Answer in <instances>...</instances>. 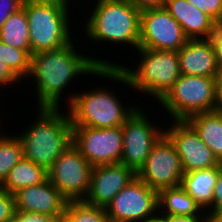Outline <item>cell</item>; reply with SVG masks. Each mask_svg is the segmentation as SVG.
I'll use <instances>...</instances> for the list:
<instances>
[{"instance_id":"obj_1","label":"cell","mask_w":222,"mask_h":222,"mask_svg":"<svg viewBox=\"0 0 222 222\" xmlns=\"http://www.w3.org/2000/svg\"><path fill=\"white\" fill-rule=\"evenodd\" d=\"M76 48L72 40L59 49L31 55L27 78H33L32 84H35V95L37 94L38 100L37 108H59L64 96L63 91L70 87L72 80L77 79L76 77L87 74L89 76L99 67L119 66L118 63L109 62V59L104 60L100 57H90V54L88 56L85 53L81 54Z\"/></svg>"},{"instance_id":"obj_2","label":"cell","mask_w":222,"mask_h":222,"mask_svg":"<svg viewBox=\"0 0 222 222\" xmlns=\"http://www.w3.org/2000/svg\"><path fill=\"white\" fill-rule=\"evenodd\" d=\"M137 68L99 67L92 75L131 87L159 101L181 75L177 51L138 48ZM149 94V95H148Z\"/></svg>"},{"instance_id":"obj_3","label":"cell","mask_w":222,"mask_h":222,"mask_svg":"<svg viewBox=\"0 0 222 222\" xmlns=\"http://www.w3.org/2000/svg\"><path fill=\"white\" fill-rule=\"evenodd\" d=\"M60 108H38L32 124L18 135L24 158L47 171L73 143L72 124L68 112ZM66 112V113H65Z\"/></svg>"},{"instance_id":"obj_4","label":"cell","mask_w":222,"mask_h":222,"mask_svg":"<svg viewBox=\"0 0 222 222\" xmlns=\"http://www.w3.org/2000/svg\"><path fill=\"white\" fill-rule=\"evenodd\" d=\"M87 17L84 33L91 41L125 44L138 49L141 10L128 0H97Z\"/></svg>"},{"instance_id":"obj_5","label":"cell","mask_w":222,"mask_h":222,"mask_svg":"<svg viewBox=\"0 0 222 222\" xmlns=\"http://www.w3.org/2000/svg\"><path fill=\"white\" fill-rule=\"evenodd\" d=\"M71 2L61 0H24L29 23L30 55L59 49L72 40Z\"/></svg>"},{"instance_id":"obj_6","label":"cell","mask_w":222,"mask_h":222,"mask_svg":"<svg viewBox=\"0 0 222 222\" xmlns=\"http://www.w3.org/2000/svg\"><path fill=\"white\" fill-rule=\"evenodd\" d=\"M98 87L88 92L68 93V114L72 127L113 128L122 126L138 108L134 104L124 105L116 93ZM121 101V102H120ZM126 106V107H125Z\"/></svg>"},{"instance_id":"obj_7","label":"cell","mask_w":222,"mask_h":222,"mask_svg":"<svg viewBox=\"0 0 222 222\" xmlns=\"http://www.w3.org/2000/svg\"><path fill=\"white\" fill-rule=\"evenodd\" d=\"M159 102L174 120H186L194 114L214 111L216 78L180 75Z\"/></svg>"},{"instance_id":"obj_8","label":"cell","mask_w":222,"mask_h":222,"mask_svg":"<svg viewBox=\"0 0 222 222\" xmlns=\"http://www.w3.org/2000/svg\"><path fill=\"white\" fill-rule=\"evenodd\" d=\"M158 192L135 177L106 206L109 222H145L158 215Z\"/></svg>"},{"instance_id":"obj_9","label":"cell","mask_w":222,"mask_h":222,"mask_svg":"<svg viewBox=\"0 0 222 222\" xmlns=\"http://www.w3.org/2000/svg\"><path fill=\"white\" fill-rule=\"evenodd\" d=\"M92 169L93 166L72 143L48 170V179L67 201L84 200Z\"/></svg>"},{"instance_id":"obj_10","label":"cell","mask_w":222,"mask_h":222,"mask_svg":"<svg viewBox=\"0 0 222 222\" xmlns=\"http://www.w3.org/2000/svg\"><path fill=\"white\" fill-rule=\"evenodd\" d=\"M147 117L148 114L138 106L121 126L123 152L120 164L131 168L136 174L144 166L153 145L164 134V129L161 126L156 127V123H152Z\"/></svg>"},{"instance_id":"obj_11","label":"cell","mask_w":222,"mask_h":222,"mask_svg":"<svg viewBox=\"0 0 222 222\" xmlns=\"http://www.w3.org/2000/svg\"><path fill=\"white\" fill-rule=\"evenodd\" d=\"M73 145L92 165L118 164L123 152L122 127H72Z\"/></svg>"},{"instance_id":"obj_12","label":"cell","mask_w":222,"mask_h":222,"mask_svg":"<svg viewBox=\"0 0 222 222\" xmlns=\"http://www.w3.org/2000/svg\"><path fill=\"white\" fill-rule=\"evenodd\" d=\"M184 171L174 144L163 134L153 145L137 177L157 192L181 185Z\"/></svg>"},{"instance_id":"obj_13","label":"cell","mask_w":222,"mask_h":222,"mask_svg":"<svg viewBox=\"0 0 222 222\" xmlns=\"http://www.w3.org/2000/svg\"><path fill=\"white\" fill-rule=\"evenodd\" d=\"M187 40L181 25L164 7L141 10L138 48L178 51Z\"/></svg>"},{"instance_id":"obj_14","label":"cell","mask_w":222,"mask_h":222,"mask_svg":"<svg viewBox=\"0 0 222 222\" xmlns=\"http://www.w3.org/2000/svg\"><path fill=\"white\" fill-rule=\"evenodd\" d=\"M164 134L171 140L180 157L184 173L209 169L222 163L185 120H173Z\"/></svg>"},{"instance_id":"obj_15","label":"cell","mask_w":222,"mask_h":222,"mask_svg":"<svg viewBox=\"0 0 222 222\" xmlns=\"http://www.w3.org/2000/svg\"><path fill=\"white\" fill-rule=\"evenodd\" d=\"M135 177L137 174L124 164L93 166L90 187L84 201L106 208L115 195Z\"/></svg>"},{"instance_id":"obj_16","label":"cell","mask_w":222,"mask_h":222,"mask_svg":"<svg viewBox=\"0 0 222 222\" xmlns=\"http://www.w3.org/2000/svg\"><path fill=\"white\" fill-rule=\"evenodd\" d=\"M13 195L16 210L52 216L63 222L67 200L49 179L22 188Z\"/></svg>"},{"instance_id":"obj_17","label":"cell","mask_w":222,"mask_h":222,"mask_svg":"<svg viewBox=\"0 0 222 222\" xmlns=\"http://www.w3.org/2000/svg\"><path fill=\"white\" fill-rule=\"evenodd\" d=\"M181 75L217 78L220 75L213 45L208 39H188L178 51Z\"/></svg>"},{"instance_id":"obj_18","label":"cell","mask_w":222,"mask_h":222,"mask_svg":"<svg viewBox=\"0 0 222 222\" xmlns=\"http://www.w3.org/2000/svg\"><path fill=\"white\" fill-rule=\"evenodd\" d=\"M163 7L181 25L188 39H208L218 24L187 0H164Z\"/></svg>"},{"instance_id":"obj_19","label":"cell","mask_w":222,"mask_h":222,"mask_svg":"<svg viewBox=\"0 0 222 222\" xmlns=\"http://www.w3.org/2000/svg\"><path fill=\"white\" fill-rule=\"evenodd\" d=\"M218 173L219 166H216L184 173L182 177L181 186L205 214H212L213 191Z\"/></svg>"},{"instance_id":"obj_20","label":"cell","mask_w":222,"mask_h":222,"mask_svg":"<svg viewBox=\"0 0 222 222\" xmlns=\"http://www.w3.org/2000/svg\"><path fill=\"white\" fill-rule=\"evenodd\" d=\"M185 121L222 163V114L215 111L198 113Z\"/></svg>"},{"instance_id":"obj_21","label":"cell","mask_w":222,"mask_h":222,"mask_svg":"<svg viewBox=\"0 0 222 222\" xmlns=\"http://www.w3.org/2000/svg\"><path fill=\"white\" fill-rule=\"evenodd\" d=\"M157 204L158 215L206 216L181 185L159 190Z\"/></svg>"},{"instance_id":"obj_22","label":"cell","mask_w":222,"mask_h":222,"mask_svg":"<svg viewBox=\"0 0 222 222\" xmlns=\"http://www.w3.org/2000/svg\"><path fill=\"white\" fill-rule=\"evenodd\" d=\"M48 179V171L32 161L22 158L8 173L0 188L14 194L27 186L41 184Z\"/></svg>"},{"instance_id":"obj_23","label":"cell","mask_w":222,"mask_h":222,"mask_svg":"<svg viewBox=\"0 0 222 222\" xmlns=\"http://www.w3.org/2000/svg\"><path fill=\"white\" fill-rule=\"evenodd\" d=\"M0 41L30 54L29 23L25 10L11 14L0 28Z\"/></svg>"},{"instance_id":"obj_24","label":"cell","mask_w":222,"mask_h":222,"mask_svg":"<svg viewBox=\"0 0 222 222\" xmlns=\"http://www.w3.org/2000/svg\"><path fill=\"white\" fill-rule=\"evenodd\" d=\"M23 157V145L18 134L14 137L2 135L0 129V184Z\"/></svg>"},{"instance_id":"obj_25","label":"cell","mask_w":222,"mask_h":222,"mask_svg":"<svg viewBox=\"0 0 222 222\" xmlns=\"http://www.w3.org/2000/svg\"><path fill=\"white\" fill-rule=\"evenodd\" d=\"M63 222H109L105 208L84 200L67 201Z\"/></svg>"},{"instance_id":"obj_26","label":"cell","mask_w":222,"mask_h":222,"mask_svg":"<svg viewBox=\"0 0 222 222\" xmlns=\"http://www.w3.org/2000/svg\"><path fill=\"white\" fill-rule=\"evenodd\" d=\"M31 55L23 49L7 46L0 41V60L5 63L20 79H27L30 71Z\"/></svg>"},{"instance_id":"obj_27","label":"cell","mask_w":222,"mask_h":222,"mask_svg":"<svg viewBox=\"0 0 222 222\" xmlns=\"http://www.w3.org/2000/svg\"><path fill=\"white\" fill-rule=\"evenodd\" d=\"M204 13L209 15L217 24L222 21V0H187Z\"/></svg>"},{"instance_id":"obj_28","label":"cell","mask_w":222,"mask_h":222,"mask_svg":"<svg viewBox=\"0 0 222 222\" xmlns=\"http://www.w3.org/2000/svg\"><path fill=\"white\" fill-rule=\"evenodd\" d=\"M15 198L12 193L0 188V222H8L15 215Z\"/></svg>"},{"instance_id":"obj_29","label":"cell","mask_w":222,"mask_h":222,"mask_svg":"<svg viewBox=\"0 0 222 222\" xmlns=\"http://www.w3.org/2000/svg\"><path fill=\"white\" fill-rule=\"evenodd\" d=\"M8 222H59L55 217L16 210L14 217Z\"/></svg>"},{"instance_id":"obj_30","label":"cell","mask_w":222,"mask_h":222,"mask_svg":"<svg viewBox=\"0 0 222 222\" xmlns=\"http://www.w3.org/2000/svg\"><path fill=\"white\" fill-rule=\"evenodd\" d=\"M24 0H0V28L7 18L23 7Z\"/></svg>"},{"instance_id":"obj_31","label":"cell","mask_w":222,"mask_h":222,"mask_svg":"<svg viewBox=\"0 0 222 222\" xmlns=\"http://www.w3.org/2000/svg\"><path fill=\"white\" fill-rule=\"evenodd\" d=\"M222 212V164L219 166V173L214 186L212 200V214Z\"/></svg>"},{"instance_id":"obj_32","label":"cell","mask_w":222,"mask_h":222,"mask_svg":"<svg viewBox=\"0 0 222 222\" xmlns=\"http://www.w3.org/2000/svg\"><path fill=\"white\" fill-rule=\"evenodd\" d=\"M209 40L214 48L217 66L220 73H222V32L217 28L209 37Z\"/></svg>"},{"instance_id":"obj_33","label":"cell","mask_w":222,"mask_h":222,"mask_svg":"<svg viewBox=\"0 0 222 222\" xmlns=\"http://www.w3.org/2000/svg\"><path fill=\"white\" fill-rule=\"evenodd\" d=\"M19 81H21V79L0 60V88L2 89L6 85L13 86L16 82L19 83Z\"/></svg>"},{"instance_id":"obj_34","label":"cell","mask_w":222,"mask_h":222,"mask_svg":"<svg viewBox=\"0 0 222 222\" xmlns=\"http://www.w3.org/2000/svg\"><path fill=\"white\" fill-rule=\"evenodd\" d=\"M163 222H205V216L158 215Z\"/></svg>"},{"instance_id":"obj_35","label":"cell","mask_w":222,"mask_h":222,"mask_svg":"<svg viewBox=\"0 0 222 222\" xmlns=\"http://www.w3.org/2000/svg\"><path fill=\"white\" fill-rule=\"evenodd\" d=\"M139 10L163 7L164 0H128Z\"/></svg>"},{"instance_id":"obj_36","label":"cell","mask_w":222,"mask_h":222,"mask_svg":"<svg viewBox=\"0 0 222 222\" xmlns=\"http://www.w3.org/2000/svg\"><path fill=\"white\" fill-rule=\"evenodd\" d=\"M215 112L222 114V73L216 78Z\"/></svg>"},{"instance_id":"obj_37","label":"cell","mask_w":222,"mask_h":222,"mask_svg":"<svg viewBox=\"0 0 222 222\" xmlns=\"http://www.w3.org/2000/svg\"><path fill=\"white\" fill-rule=\"evenodd\" d=\"M205 222H222V212L206 214Z\"/></svg>"},{"instance_id":"obj_38","label":"cell","mask_w":222,"mask_h":222,"mask_svg":"<svg viewBox=\"0 0 222 222\" xmlns=\"http://www.w3.org/2000/svg\"><path fill=\"white\" fill-rule=\"evenodd\" d=\"M145 222H163L162 219L157 215L155 218L146 220Z\"/></svg>"},{"instance_id":"obj_39","label":"cell","mask_w":222,"mask_h":222,"mask_svg":"<svg viewBox=\"0 0 222 222\" xmlns=\"http://www.w3.org/2000/svg\"><path fill=\"white\" fill-rule=\"evenodd\" d=\"M218 29L222 32V21L218 24Z\"/></svg>"},{"instance_id":"obj_40","label":"cell","mask_w":222,"mask_h":222,"mask_svg":"<svg viewBox=\"0 0 222 222\" xmlns=\"http://www.w3.org/2000/svg\"><path fill=\"white\" fill-rule=\"evenodd\" d=\"M0 93H2L1 90H0ZM0 96H1V94H0ZM0 99H2V98H0ZM0 106H1V104H0ZM0 110H3V109L0 108ZM0 113H2V112H0Z\"/></svg>"}]
</instances>
